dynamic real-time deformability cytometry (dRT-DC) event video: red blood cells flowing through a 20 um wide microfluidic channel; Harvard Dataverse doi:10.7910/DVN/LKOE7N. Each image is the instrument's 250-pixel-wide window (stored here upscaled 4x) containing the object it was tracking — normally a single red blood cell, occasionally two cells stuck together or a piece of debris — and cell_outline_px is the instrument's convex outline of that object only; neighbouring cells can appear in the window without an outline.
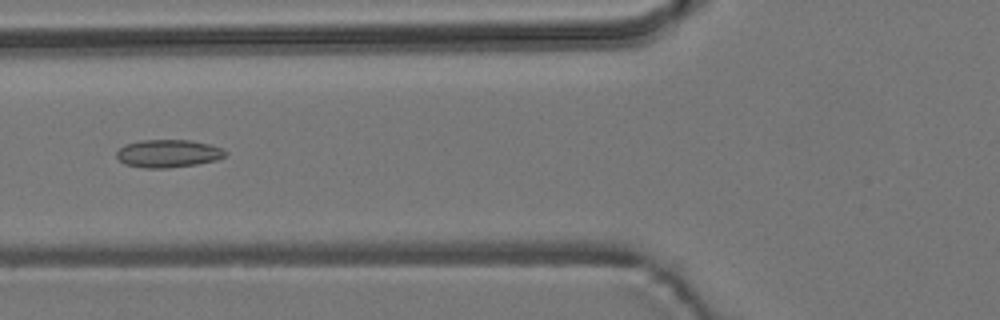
{"species": "common noctule bat (a hibernating species)", "species_latin": "Nyctalus noctula", "temperature_condition": "room temperature", "stored_images_in_passage": 4, "camera_frame_rate_fps": 3000, "um_per_image_px": 0.085, "animal": {"sex": "male", "body_mass_g": 19.2, "forearm_length_mm": 51.8}, "frame": {"image": 1, "passage_image": 3, "time_ms": 2.333, "image_size_px": [1000, 320], "cell_outline_px": [[228, 152], [224, 156], [216, 160], [196, 164], [168, 168], [144, 168], [124, 164], [116, 156], [116, 152], [124, 144], [140, 140], [188, 140], [208, 144], [220, 148]], "centroid_in_image_um": [14.25, 13.05], "position_along_channel_um": 111.6, "area_um2": 17.57}}
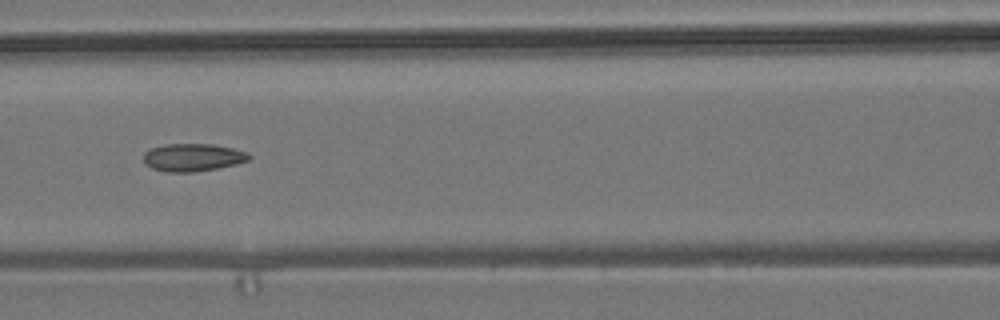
{"frame": {"image": 2, "passage_image": 4, "time_ms": 3.333, "image_size_px": [1000, 320], "cell_outline_px": [[252, 156], [248, 160], [236, 164], [216, 168], [192, 172], [168, 172], [152, 168], [144, 164], [144, 152], [152, 148], [164, 144], [212, 144], [232, 148], [248, 152]], "centroid_in_image_um": [16.38, 13.37], "position_along_channel_um": 150.2, "area_um2": 16.99}}